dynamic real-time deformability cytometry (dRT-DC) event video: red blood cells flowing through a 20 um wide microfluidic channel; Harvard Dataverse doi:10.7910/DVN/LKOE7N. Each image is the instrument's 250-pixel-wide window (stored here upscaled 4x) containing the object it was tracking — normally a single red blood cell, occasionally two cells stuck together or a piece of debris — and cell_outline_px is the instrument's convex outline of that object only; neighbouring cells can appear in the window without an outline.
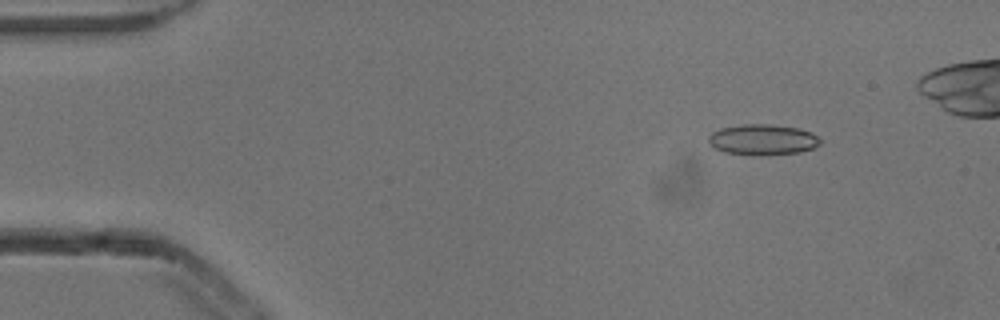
{"species": "common noctule bat (a hibernating species)", "species_latin": "Nyctalus noctula", "temperature_condition": "cold", "stored_images_in_passage": 6, "camera_frame_rate_fps": 3000, "um_per_image_px": 0.085, "animal": {"sex": "male", "body_mass_g": 13.3}, "frame": {"image": 1, "passage_image": 2, "time_ms": 0.333, "image_size_px": [1000, 320], "cell_outline_px": [[824, 140], [820, 144], [812, 148], [800, 152], [760, 156], [724, 152], [716, 148], [708, 140], [708, 136], [712, 132], [720, 128], [744, 124], [772, 124], [796, 128], [812, 132]], "centroid_in_image_um": [64.87, 11.87], "position_along_channel_um": 20.1, "area_um2": 20.11}}
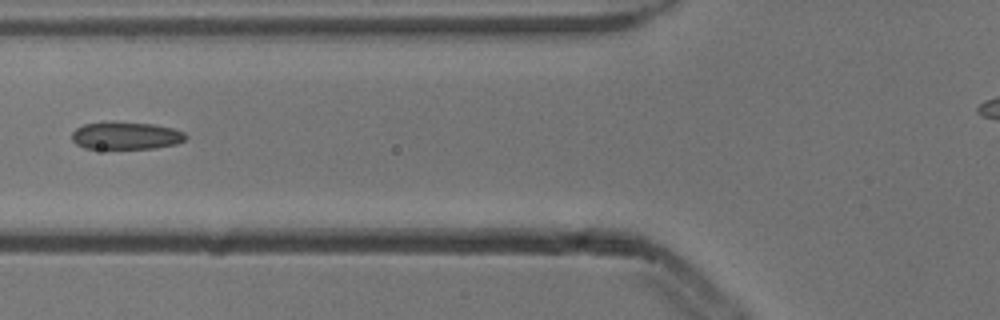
{"frame": {"image": 2, "passage_image": 6, "time_ms": 1.667, "image_size_px": [1000, 320], "cell_outline_px": [[188, 136], [184, 140], [176, 144], [156, 148], [84, 148], [76, 144], [72, 140], [72, 132], [76, 128], [84, 124], [104, 120], [112, 120], [152, 124], [172, 128], [184, 132]], "centroid_in_image_um": [10.67, 11.5], "position_along_channel_um": 115.1, "area_um2": 18.61}}